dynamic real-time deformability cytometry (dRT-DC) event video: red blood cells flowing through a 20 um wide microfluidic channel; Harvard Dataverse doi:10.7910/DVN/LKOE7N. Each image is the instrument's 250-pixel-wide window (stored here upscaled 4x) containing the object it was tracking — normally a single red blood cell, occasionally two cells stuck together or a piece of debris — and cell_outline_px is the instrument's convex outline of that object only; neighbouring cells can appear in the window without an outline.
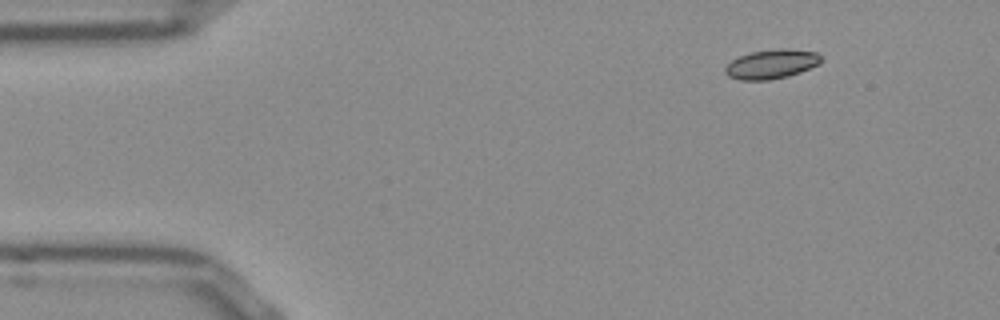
{"species": "Egyptian fruit bat (a non-hibernating species)", "species_latin": "Rousettus aegyptiacus", "temperature_condition": "room temperature", "stored_images_in_passage": 48, "camera_frame_rate_fps": 3000, "um_per_image_px": 0.085, "frame": {"image": 1, "passage_image": 1, "time_ms": 0.0, "image_size_px": [1000, 320], "cell_outline_px": [[820, 64], [800, 72], [788, 76], [768, 80], [740, 80], [728, 76], [724, 72], [724, 68], [732, 60], [740, 56], [752, 52], [776, 48], [788, 48], [816, 52], [820, 56]], "centroid_in_image_um": [65.57, 5.44], "position_along_channel_um": 19.4, "area_um2": 16.36}}
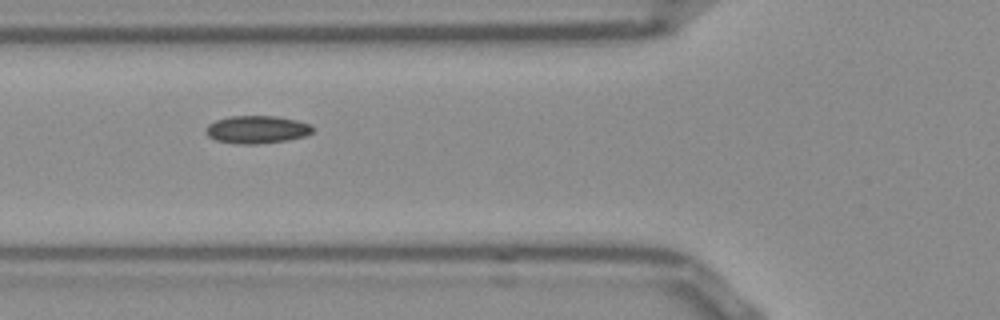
{"frame": {"image": 2, "passage_image": 14, "time_ms": 4.333, "image_size_px": [1000, 320], "cell_outline_px": [[312, 132], [308, 136], [288, 140], [256, 144], [240, 144], [216, 140], [208, 136], [204, 132], [204, 128], [208, 124], [216, 120], [228, 116], [276, 116], [296, 120], [312, 124]], "centroid_in_image_um": [21.83, 11.01], "position_along_channel_um": 104.0, "area_um2": 17.46}}
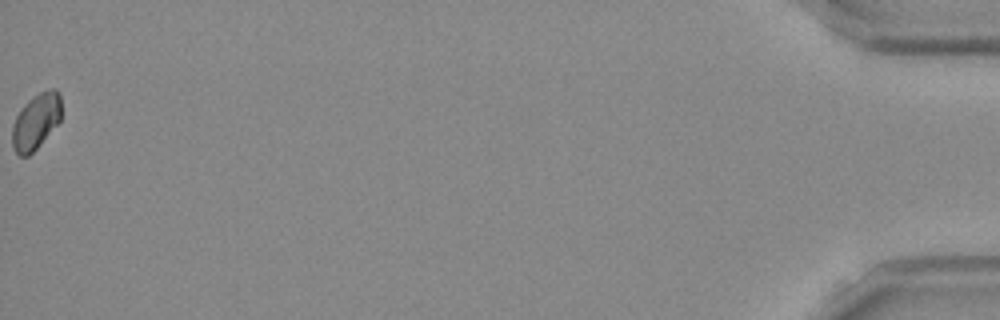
{"frame": {"image": 3, "passage_image": 48, "time_ms": 15.667, "image_size_px": [1000, 320], "cell_outline_px": [[60, 120], [36, 148], [28, 156], [20, 156], [16, 152], [12, 144], [12, 124], [20, 108], [32, 96], [48, 88], [56, 88], [60, 92]], "centroid_in_image_um": [3.04, 10.28], "position_along_channel_um": 432.2, "area_um2": 15.9}, "authors_computed_cell_mechanics": {"area_um2": 16.3285, "velocity_mm_per_s": 3.8265, "shape_relaxation_time_tau1_ms": 5.1986, "shape_relaxation_time_tau2_ms": null, "deformation_change_tau1": 0.0625, "deformation_change_tau2": null}}